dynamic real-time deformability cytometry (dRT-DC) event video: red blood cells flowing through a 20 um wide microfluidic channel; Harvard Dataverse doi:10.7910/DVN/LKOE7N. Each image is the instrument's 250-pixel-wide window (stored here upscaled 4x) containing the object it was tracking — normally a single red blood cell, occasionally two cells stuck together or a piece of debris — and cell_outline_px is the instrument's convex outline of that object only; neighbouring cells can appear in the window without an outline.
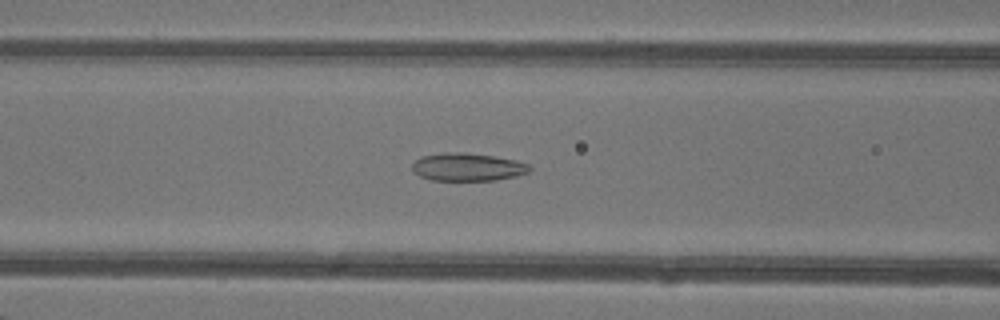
{"species": "common noctule bat (a hibernating species)", "species_latin": "Nyctalus noctula", "temperature_condition": "warm", "stored_images_in_passage": 48, "camera_frame_rate_fps": 3000, "um_per_image_px": 0.085, "animal": {"sex": "female"}, "frame": {"image": 1, "passage_image": 21, "time_ms": 6.667, "image_size_px": [1000, 320], "cell_outline_px": [[532, 168], [528, 172], [516, 176], [496, 180], [432, 180], [420, 176], [412, 168], [412, 164], [420, 156], [444, 152], [464, 152], [492, 156], [516, 160], [528, 164]], "centroid_in_image_um": [39.74, 14.19], "position_along_channel_um": 126.9, "area_um2": 19.02}}
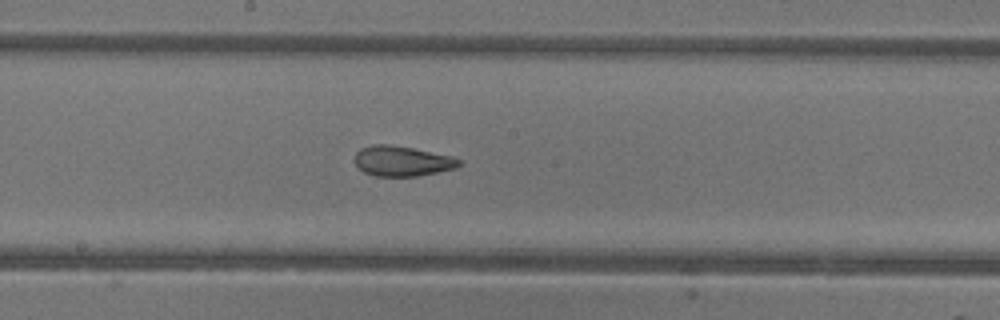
{"frame": {"image": 2, "passage_image": 27, "time_ms": 8.667, "image_size_px": [1000, 320], "cell_outline_px": [[464, 160], [456, 168], [416, 176], [376, 176], [364, 172], [352, 160], [356, 152], [360, 148], [372, 144], [388, 144], [412, 148], [452, 156]], "centroid_in_image_um": [34.16, 13.68], "position_along_channel_um": 214.0, "area_um2": 18.44}}
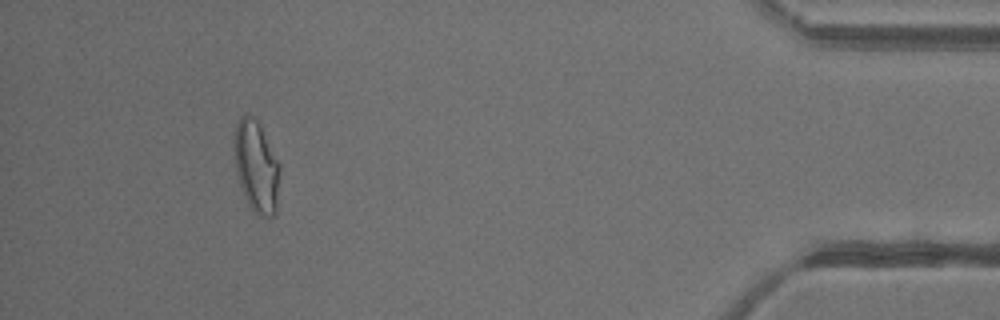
{"frame": {"image": 3, "passage_image": 45, "time_ms": 14.667, "image_size_px": [1000, 320], "cell_outline_px": [[280, 168], [276, 216], [268, 220], [256, 216], [248, 204], [240, 184], [236, 168], [232, 148], [232, 140], [236, 124], [240, 116], [244, 112], [252, 116], [256, 120], [280, 164]], "centroid_in_image_um": [21.78, 14.21], "position_along_channel_um": 413.4, "area_um2": 24.85}, "authors_computed_cell_mechanics": {"area_um2": 22.3686, "velocity_mm_per_s": 4.3559, "shape_relaxation_time_tau1_ms": null, "shape_relaxation_time_tau2_ms": 1.5351, "deformation_change_tau1": null, "deformation_change_tau2": 0.087}}